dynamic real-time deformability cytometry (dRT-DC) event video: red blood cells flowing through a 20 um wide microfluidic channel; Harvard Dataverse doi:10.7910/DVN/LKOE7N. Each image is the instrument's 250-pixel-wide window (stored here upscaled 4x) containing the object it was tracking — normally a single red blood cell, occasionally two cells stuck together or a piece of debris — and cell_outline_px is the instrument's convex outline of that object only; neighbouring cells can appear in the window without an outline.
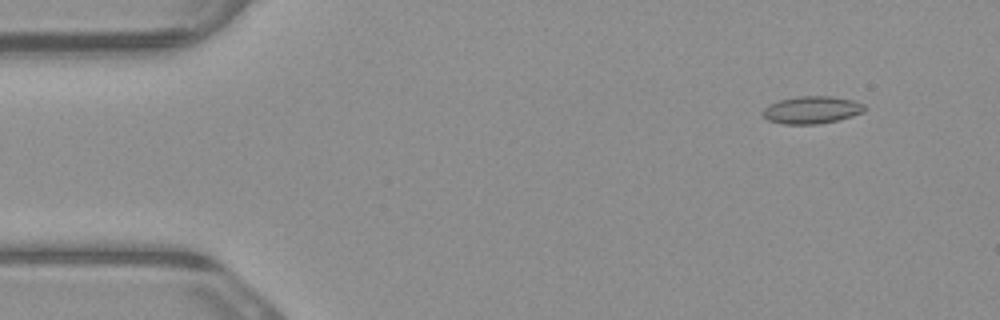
{"species": "common noctule bat (a hibernating species)", "species_latin": "Nyctalus noctula", "temperature_condition": "warm", "stored_images_in_passage": 4, "camera_frame_rate_fps": 3000, "um_per_image_px": 0.085, "animal": {"sex": "male", "body_mass_g": 23.1, "forearm_length_mm": 52.7}, "frame": {"image": 1, "passage_image": 2, "time_ms": 0.333, "image_size_px": [1000, 320], "cell_outline_px": [[868, 108], [864, 112], [852, 116], [836, 120], [816, 124], [784, 124], [768, 120], [760, 112], [768, 104], [780, 100], [796, 96], [832, 96], [852, 100], [864, 104]], "centroid_in_image_um": [69.0, 9.33], "position_along_channel_um": 16.0, "area_um2": 16.36}}
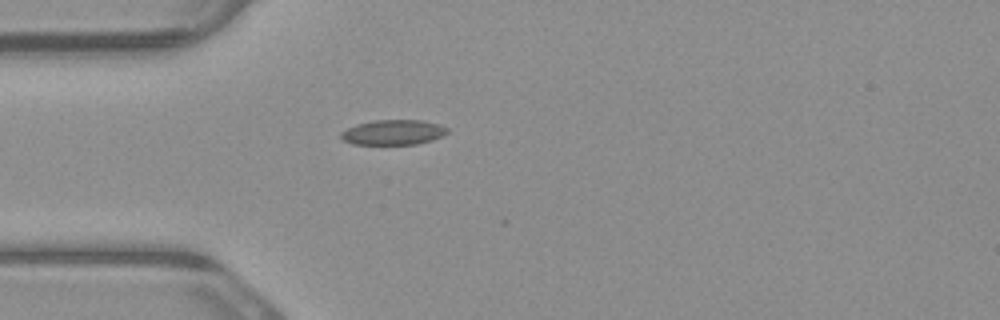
{"frame": {"image": 2, "passage_image": 4, "time_ms": 1.0, "image_size_px": [1000, 320], "cell_outline_px": [[448, 132], [432, 140], [416, 144], [352, 144], [344, 140], [340, 136], [340, 132], [356, 124], [372, 120], [420, 120], [440, 124], [448, 128]], "centroid_in_image_um": [33.41, 11.24], "position_along_channel_um": 51.6, "area_um2": 15.49}}